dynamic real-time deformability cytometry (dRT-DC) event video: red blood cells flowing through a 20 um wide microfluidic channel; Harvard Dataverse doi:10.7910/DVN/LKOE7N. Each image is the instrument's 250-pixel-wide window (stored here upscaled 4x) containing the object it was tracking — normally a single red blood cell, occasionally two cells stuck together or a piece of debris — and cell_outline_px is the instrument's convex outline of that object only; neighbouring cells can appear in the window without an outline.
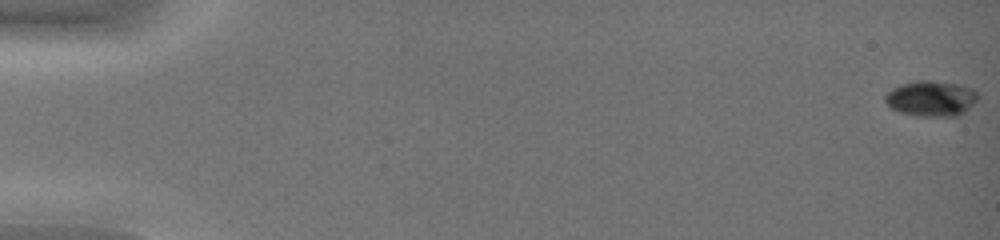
{"species": "common noctule bat (a hibernating species)", "species_latin": "Nyctalus noctula", "temperature_condition": "warm", "stored_images_in_passage": 48, "camera_frame_rate_fps": 3000, "um_per_image_px": 0.085, "animal": {"sex": "female", "body_mass_g": 19.0, "forearm_length_mm": 51.5}, "frame": {"image": 1, "passage_image": 1, "time_ms": 0.0, "image_size_px": [1000, 240], "cell_outline_px": [[980, 96], [964, 112], [956, 116], [916, 116], [900, 112], [892, 108], [884, 100], [884, 96], [892, 88], [900, 84], [916, 80], [928, 80], [960, 84], [972, 88]], "centroid_in_image_um": [79.14, 8.36], "position_along_channel_um": 5.9, "area_um2": 19.25}}
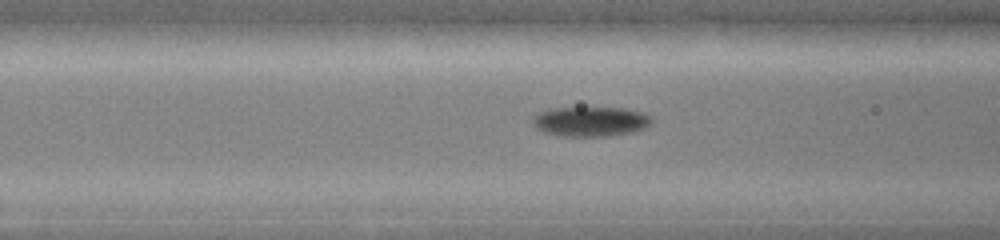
{"frame": {"image": 2, "passage_image": 22, "time_ms": 7.0, "image_size_px": [1000, 240], "cell_outline_px": [[652, 124], [648, 128], [632, 132], [608, 136], [556, 136], [544, 132], [536, 128], [532, 124], [532, 116], [540, 112], [556, 108], [624, 108], [644, 112], [652, 116]], "centroid_in_image_um": [50.23, 10.33], "position_along_channel_um": 116.4, "area_um2": 20.92}}
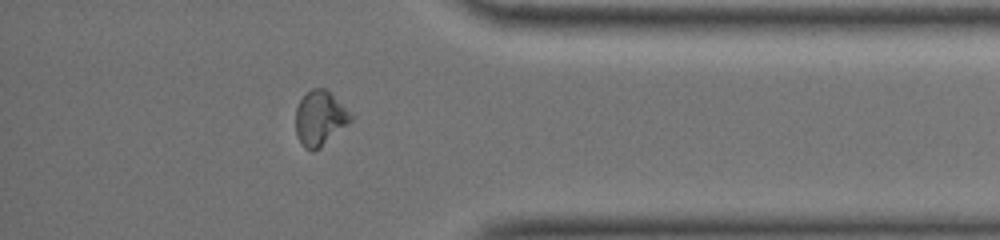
{"frame": {"image": 3, "passage_image": 43, "time_ms": 14.0, "image_size_px": [1000, 240], "cell_outline_px": [[352, 120], [320, 148], [312, 152], [304, 148], [300, 144], [296, 136], [296, 108], [300, 100], [312, 88], [324, 88], [352, 116]], "centroid_in_image_um": [27.13, 10.1], "position_along_channel_um": 408.1, "area_um2": 17.17}, "authors_computed_cell_mechanics": {"area_um2": 18.8717, "velocity_mm_per_s": 4.2413, "shape_relaxation_time_tau1_ms": 8.8232, "shape_relaxation_time_tau2_ms": 7.9849, "deformation_change_tau1": 0.2244, "deformation_change_tau2": 0.097}}